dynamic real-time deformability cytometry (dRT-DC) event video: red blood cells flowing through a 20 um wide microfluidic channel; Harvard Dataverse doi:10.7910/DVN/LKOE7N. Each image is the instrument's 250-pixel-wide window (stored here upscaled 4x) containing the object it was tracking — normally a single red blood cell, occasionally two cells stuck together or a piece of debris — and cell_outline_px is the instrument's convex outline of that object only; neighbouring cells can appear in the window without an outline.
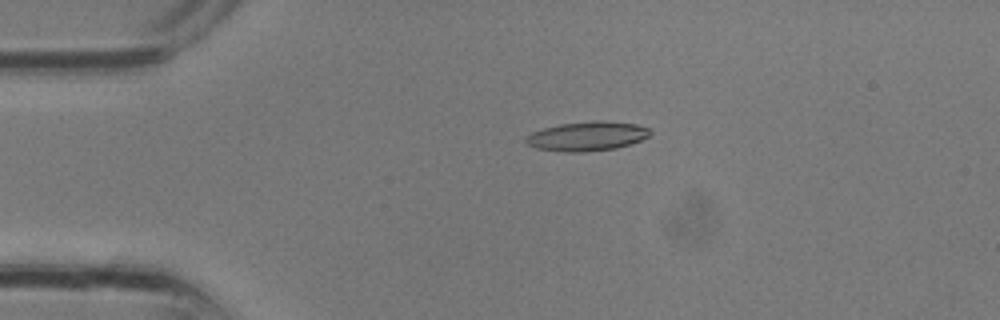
{"species": "common noctule bat (a hibernating species)", "species_latin": "Nyctalus noctula", "temperature_condition": "room temperature", "stored_images_in_passage": 18, "camera_frame_rate_fps": 3000, "um_per_image_px": 0.085, "animal": {"sex": "male", "body_mass_g": 13.3}, "frame": {"image": 1, "passage_image": 6, "time_ms": 1.667, "image_size_px": [1000, 320], "cell_outline_px": [[652, 132], [648, 136], [640, 140], [616, 148], [584, 152], [564, 152], [536, 148], [528, 144], [524, 140], [524, 136], [532, 132], [544, 128], [560, 124], [596, 120], [604, 120], [636, 124], [648, 128]], "centroid_in_image_um": [49.87, 11.57], "position_along_channel_um": 35.1, "area_um2": 21.21}}
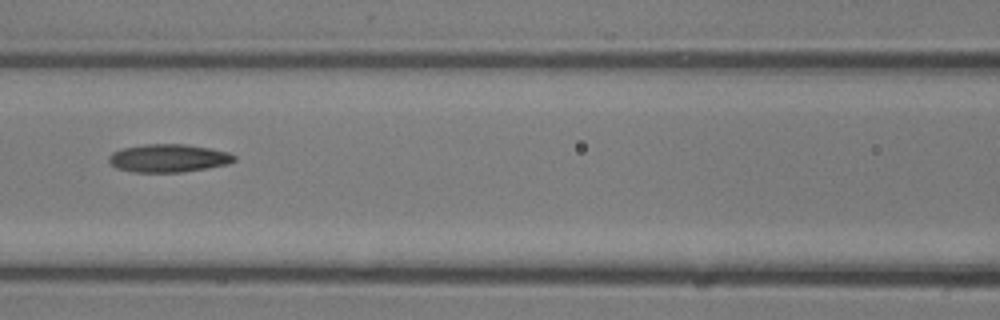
{"frame": {"image": 2, "passage_image": 13, "time_ms": 4.0, "image_size_px": [1000, 320], "cell_outline_px": [[236, 160], [228, 164], [180, 172], [132, 172], [116, 168], [108, 160], [108, 156], [112, 152], [124, 148], [144, 144], [184, 144], [208, 148], [228, 152], [236, 156]], "centroid_in_image_um": [14.3, 13.44], "position_along_channel_um": 152.3, "area_um2": 20.35}}
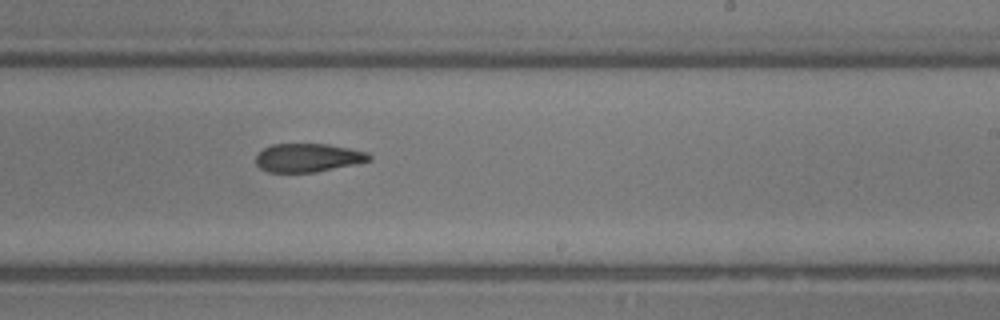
{"frame": {"image": 3, "passage_image": 18, "time_ms": 5.667, "image_size_px": [1000, 320], "cell_outline_px": [[372, 160], [356, 164], [316, 172], [268, 172], [260, 168], [256, 164], [256, 156], [264, 148], [272, 144], [328, 144], [368, 152], [372, 156]], "centroid_in_image_um": [26.2, 13.41], "position_along_channel_um": 262.8, "area_um2": 18.84}}